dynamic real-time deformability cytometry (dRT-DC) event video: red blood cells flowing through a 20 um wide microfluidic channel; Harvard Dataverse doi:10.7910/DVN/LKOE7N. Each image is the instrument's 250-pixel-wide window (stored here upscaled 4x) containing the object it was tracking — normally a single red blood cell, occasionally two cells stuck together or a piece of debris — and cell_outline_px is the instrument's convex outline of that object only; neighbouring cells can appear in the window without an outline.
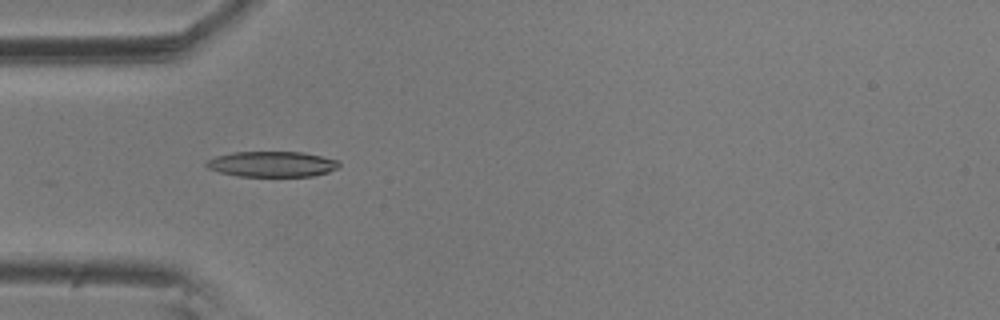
{"species": "common noctule bat (a hibernating species)", "species_latin": "Nyctalus noctula", "temperature_condition": "room temperature", "stored_images_in_passage": 7, "camera_frame_rate_fps": 3000, "um_per_image_px": 0.085, "animal": {"sex": "male", "body_mass_g": 20.5, "forearm_length_mm": 52.5}, "frame": {"image": 1, "passage_image": 4, "time_ms": 1.0, "image_size_px": [1000, 320], "cell_outline_px": [[340, 168], [328, 172], [312, 176], [240, 176], [220, 172], [208, 168], [204, 164], [208, 160], [216, 156], [232, 152], [304, 152], [340, 160]], "centroid_in_image_um": [23.17, 13.94], "position_along_channel_um": 61.8, "area_um2": 19.83}}
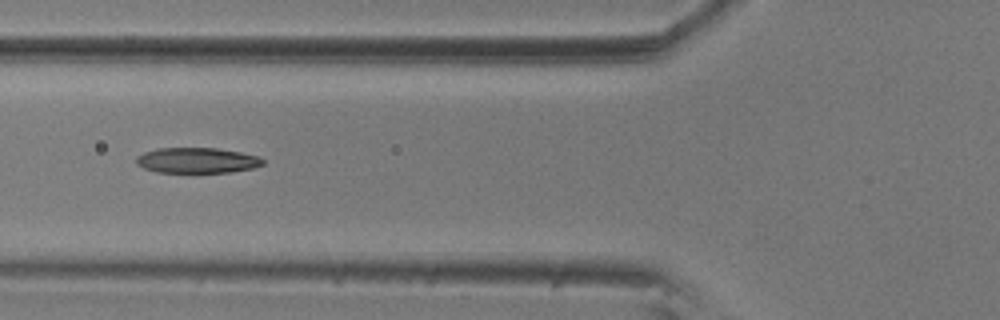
{"frame": {"image": 2, "passage_image": 5, "time_ms": 1.333, "image_size_px": [1000, 320], "cell_outline_px": [[264, 164], [252, 168], [232, 172], [156, 172], [144, 168], [136, 164], [136, 156], [144, 152], [160, 148], [216, 148], [240, 152], [260, 156], [264, 160]], "centroid_in_image_um": [16.75, 13.63], "position_along_channel_um": 109.0, "area_um2": 18.79}}
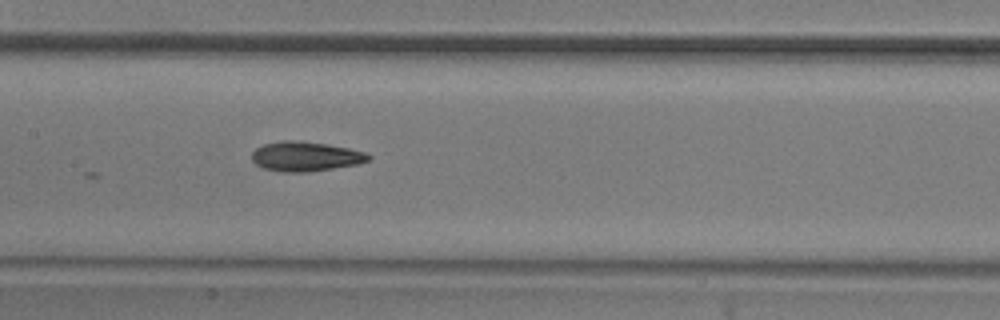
{"frame": {"image": 3, "passage_image": 7, "time_ms": 2.0, "image_size_px": [1000, 320], "cell_outline_px": [[372, 156], [368, 160], [360, 164], [308, 172], [284, 172], [264, 168], [256, 164], [252, 160], [252, 152], [256, 148], [264, 144], [280, 140], [300, 140], [328, 144], [368, 152]], "centroid_in_image_um": [26.0, 13.28], "position_along_channel_um": 181.4, "area_um2": 20.35}}